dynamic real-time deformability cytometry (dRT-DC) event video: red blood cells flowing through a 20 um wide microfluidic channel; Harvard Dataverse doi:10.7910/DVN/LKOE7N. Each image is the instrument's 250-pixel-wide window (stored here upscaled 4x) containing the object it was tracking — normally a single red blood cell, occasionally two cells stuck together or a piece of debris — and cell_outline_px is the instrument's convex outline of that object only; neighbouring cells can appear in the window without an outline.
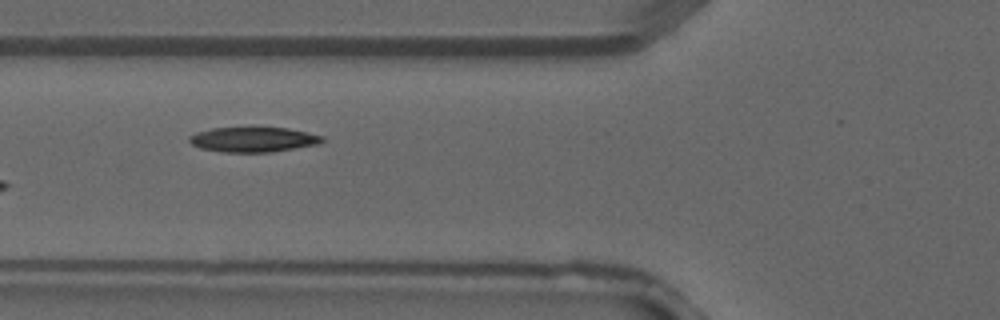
{"species": "common noctule bat (a hibernating species)", "species_latin": "Nyctalus noctula", "temperature_condition": "warm", "stored_images_in_passage": 3, "camera_frame_rate_fps": 3000, "um_per_image_px": 0.085, "animal": {"sex": "male", "forearm_length_mm": 52.5}, "frame": {"image": 1, "passage_image": 3, "time_ms": 0.667, "image_size_px": [1000, 320], "cell_outline_px": [[324, 140], [316, 144], [272, 152], [224, 152], [200, 148], [192, 144], [188, 140], [188, 136], [196, 132], [212, 128], [288, 128], [308, 132], [324, 136]], "centroid_in_image_um": [21.5, 11.86], "position_along_channel_um": 104.3, "area_um2": 19.19}}